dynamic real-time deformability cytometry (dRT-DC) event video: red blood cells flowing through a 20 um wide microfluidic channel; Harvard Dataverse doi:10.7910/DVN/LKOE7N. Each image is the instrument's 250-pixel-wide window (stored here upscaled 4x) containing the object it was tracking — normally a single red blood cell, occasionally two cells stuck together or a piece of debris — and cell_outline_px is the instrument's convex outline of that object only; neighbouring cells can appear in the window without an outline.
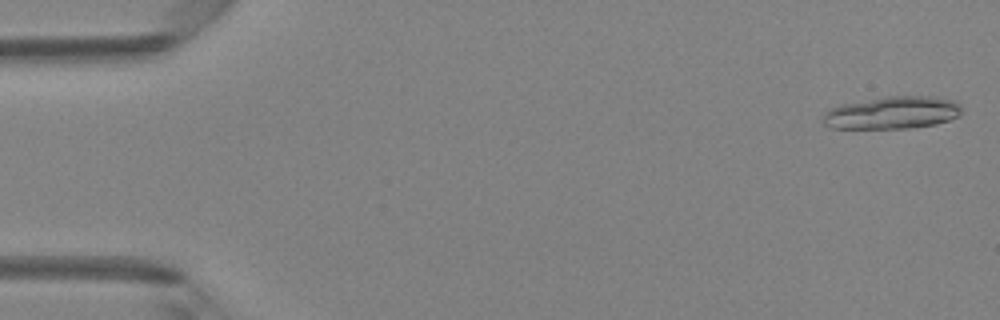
{"species": "Egyptian fruit bat (a non-hibernating species)", "species_latin": "Rousettus aegyptiacus", "temperature_condition": "room temperature", "stored_images_in_passage": 22, "segment_of_instrument_passage": [1, 2], "camera_frame_rate_fps": 3000, "um_per_image_px": 0.085, "animal": {"sex": "female"}, "frame": {"image": 1, "passage_image": 1, "time_ms": 0.0, "image_size_px": [1000, 320], "cell_outline_px": [[960, 116], [936, 124], [912, 128], [832, 128], [824, 124], [820, 120], [824, 112], [828, 108], [840, 104], [888, 96], [936, 96], [952, 100], [960, 104]], "centroid_in_image_um": [75.8, 9.58], "position_along_channel_um": 9.2, "area_um2": 26.53}}